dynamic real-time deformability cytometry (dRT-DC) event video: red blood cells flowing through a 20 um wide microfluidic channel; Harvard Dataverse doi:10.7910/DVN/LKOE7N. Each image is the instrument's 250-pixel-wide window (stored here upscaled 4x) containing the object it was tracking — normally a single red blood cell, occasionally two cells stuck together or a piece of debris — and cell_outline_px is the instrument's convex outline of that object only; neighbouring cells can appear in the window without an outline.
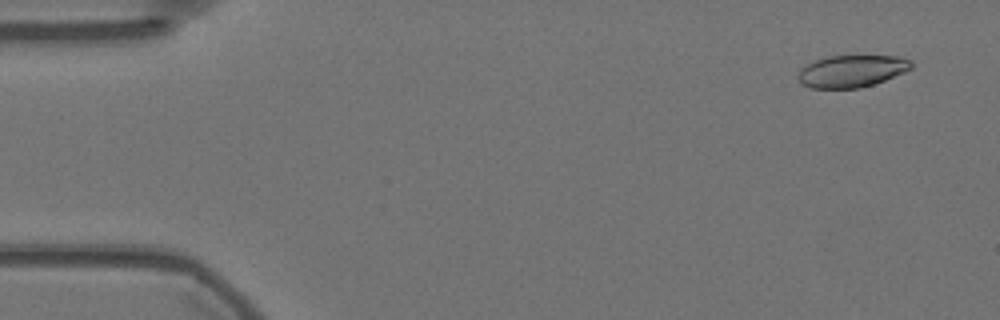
{"species": "Egyptian fruit bat (a non-hibernating species)", "species_latin": "Rousettus aegyptiacus", "temperature_condition": "warm", "stored_images_in_passage": 57, "camera_frame_rate_fps": 3000, "um_per_image_px": 0.085, "animal": {"sex": "female"}, "frame": {"image": 1, "passage_image": 4, "time_ms": 1.0, "image_size_px": [1000, 320], "cell_outline_px": [[912, 68], [904, 72], [884, 80], [860, 88], [812, 88], [800, 84], [796, 76], [800, 68], [816, 60], [828, 56], [900, 56], [912, 60]], "centroid_in_image_um": [72.37, 6.04], "position_along_channel_um": 12.6, "area_um2": 21.21}}
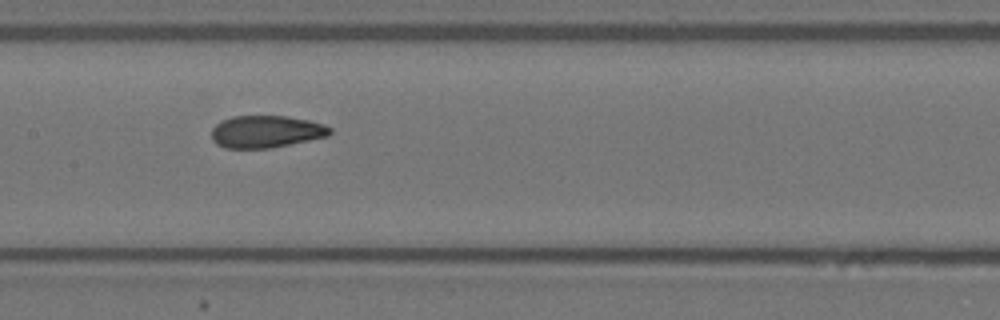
{"frame": {"image": 2, "passage_image": 28, "time_ms": 9.0, "image_size_px": [1000, 320], "cell_outline_px": [[332, 132], [328, 136], [272, 148], [224, 148], [216, 144], [212, 140], [212, 128], [220, 120], [232, 116], [288, 116], [308, 120], [324, 124], [332, 128]], "centroid_in_image_um": [22.61, 11.18], "position_along_channel_um": 184.8, "area_um2": 22.43}}
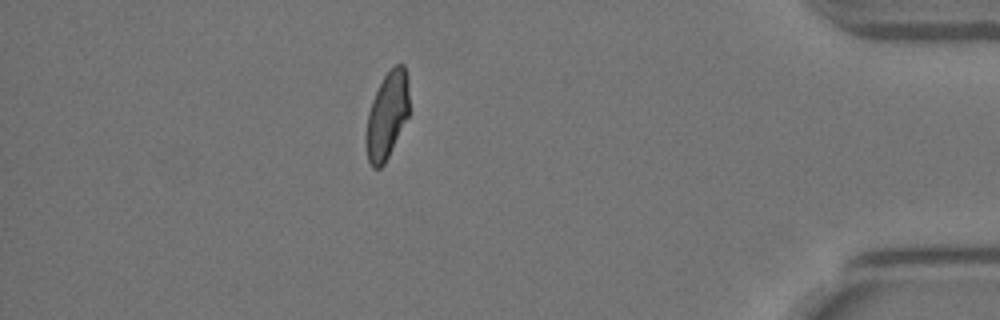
{"frame": {"image": 3, "passage_image": 50, "time_ms": 16.333, "image_size_px": [1000, 320], "cell_outline_px": [[408, 116], [384, 164], [380, 168], [372, 168], [368, 160], [364, 144], [364, 136], [368, 112], [372, 100], [384, 76], [396, 64], [404, 64], [408, 76]], "centroid_in_image_um": [32.87, 9.83], "position_along_channel_um": 402.3, "area_um2": 21.85}, "authors_computed_cell_mechanics": {"area_um2": 22.5998, "velocity_mm_per_s": 3.5777, "shape_relaxation_time_tau1_ms": null, "shape_relaxation_time_tau2_ms": 1.1907, "deformation_change_tau1": null, "deformation_change_tau2": 0.0734}}